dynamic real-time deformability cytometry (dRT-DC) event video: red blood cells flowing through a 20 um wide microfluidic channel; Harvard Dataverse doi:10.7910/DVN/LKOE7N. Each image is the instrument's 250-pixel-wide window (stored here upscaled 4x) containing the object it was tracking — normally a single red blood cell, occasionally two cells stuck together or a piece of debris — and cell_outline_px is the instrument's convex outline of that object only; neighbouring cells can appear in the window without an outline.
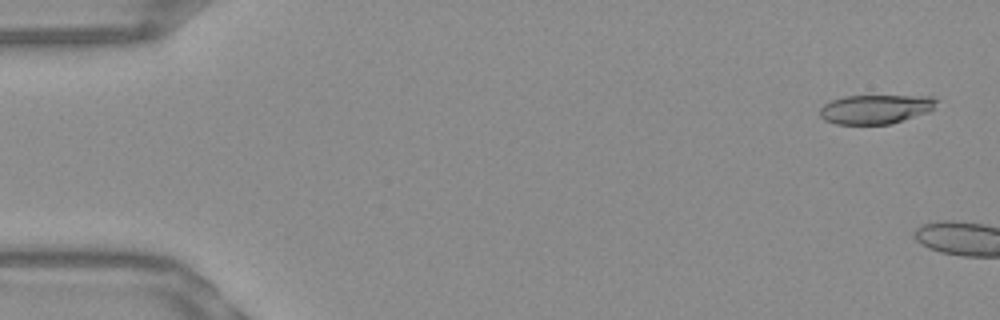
{"species": "Egyptian fruit bat (a non-hibernating species)", "species_latin": "Rousettus aegyptiacus", "temperature_condition": "warm", "stored_images_in_passage": 21, "camera_frame_rate_fps": 3000, "um_per_image_px": 0.085, "frame": {"image": 1, "passage_image": 3, "time_ms": 0.667, "image_size_px": [1000, 320], "cell_outline_px": [[936, 100], [932, 108], [928, 112], [892, 124], [836, 124], [824, 120], [820, 116], [820, 108], [824, 104], [832, 100], [844, 96], [932, 96]], "centroid_in_image_um": [74.39, 9.28], "position_along_channel_um": 10.6, "area_um2": 19.71}}
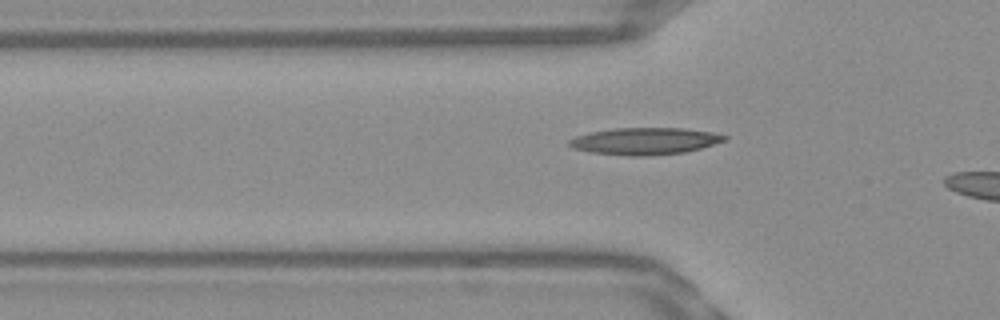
{"frame": {"image": 2, "passage_image": 18, "time_ms": 5.667, "image_size_px": [1000, 320], "cell_outline_px": [[728, 140], [700, 148], [684, 152], [644, 156], [632, 156], [588, 152], [572, 148], [568, 144], [568, 140], [576, 136], [588, 132], [616, 128], [684, 128], [712, 132], [728, 136]], "centroid_in_image_um": [54.79, 11.99], "position_along_channel_um": 71.0, "area_um2": 24.45}}